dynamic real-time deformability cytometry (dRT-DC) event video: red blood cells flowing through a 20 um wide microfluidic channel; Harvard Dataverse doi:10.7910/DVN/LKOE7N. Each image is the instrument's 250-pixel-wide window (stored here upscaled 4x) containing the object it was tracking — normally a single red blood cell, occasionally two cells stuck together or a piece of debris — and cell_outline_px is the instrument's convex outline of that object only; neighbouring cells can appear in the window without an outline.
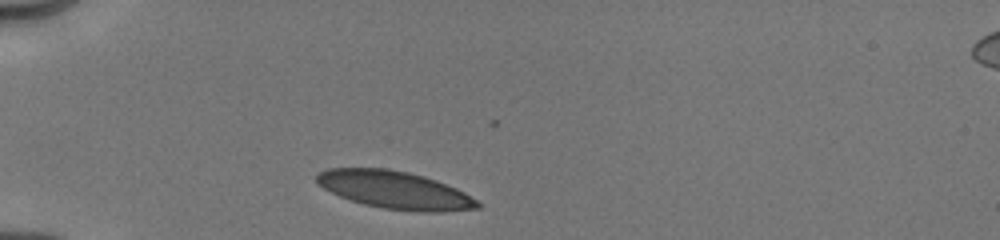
{"species": "human", "species_latin": "Homo sapiens", "temperature_condition": "cold", "stored_images_in_passage": 19, "camera_frame_rate_fps": 3000, "um_per_image_px": 0.085, "donor": {"sex": "male"}, "frame": {"image": 1, "passage_image": 1, "time_ms": 0.0, "image_size_px": [1000, 240], "cell_outline_px": [[484, 204], [480, 208], [444, 212], [420, 212], [380, 208], [364, 204], [340, 196], [324, 188], [316, 180], [316, 176], [320, 172], [328, 168], [388, 168], [408, 172], [424, 176], [436, 180], [456, 188], [464, 192]], "centroid_in_image_um": [33.62, 16.16], "position_along_channel_um": 51.4, "area_um2": 35.37}}
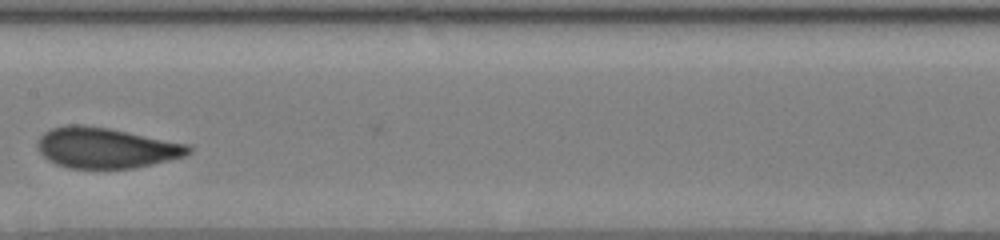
{"frame": {"image": 2, "passage_image": 8, "time_ms": 4.333, "image_size_px": [1000, 240], "cell_outline_px": [[192, 152], [184, 156], [152, 164], [132, 168], [68, 168], [56, 164], [48, 160], [40, 152], [36, 144], [40, 136], [44, 132], [52, 128], [68, 124], [80, 124], [108, 128], [192, 144]], "centroid_in_image_um": [9.02, 12.56], "position_along_channel_um": 198.4, "area_um2": 35.84}}
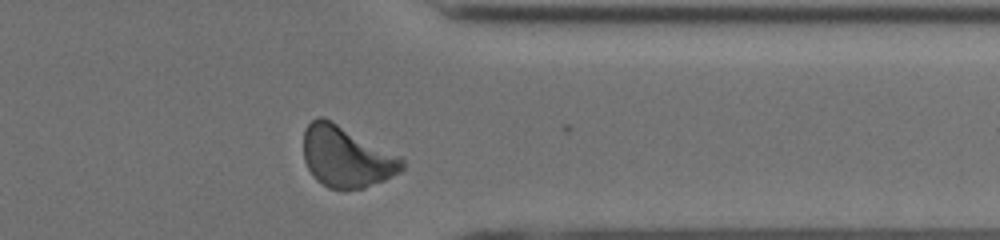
{"frame": {"image": 3, "passage_image": 17, "time_ms": 9.0, "image_size_px": [1000, 240], "cell_outline_px": [[404, 168], [400, 172], [384, 180], [364, 188], [328, 188], [316, 180], [312, 176], [304, 160], [304, 128], [316, 116], [324, 116], [404, 156]], "centroid_in_image_um": [29.47, 13.29], "position_along_channel_um": 381.9, "area_um2": 35.66}, "authors_computed_cell_mechanics": {"area_um2": 34.9112, "velocity_mm_per_s": 3.9801, "shape_relaxation_time_tau1_ms": 3.6458, "shape_relaxation_time_tau2_ms": null, "deformation_change_tau1": 0.1203, "deformation_change_tau2": null}}